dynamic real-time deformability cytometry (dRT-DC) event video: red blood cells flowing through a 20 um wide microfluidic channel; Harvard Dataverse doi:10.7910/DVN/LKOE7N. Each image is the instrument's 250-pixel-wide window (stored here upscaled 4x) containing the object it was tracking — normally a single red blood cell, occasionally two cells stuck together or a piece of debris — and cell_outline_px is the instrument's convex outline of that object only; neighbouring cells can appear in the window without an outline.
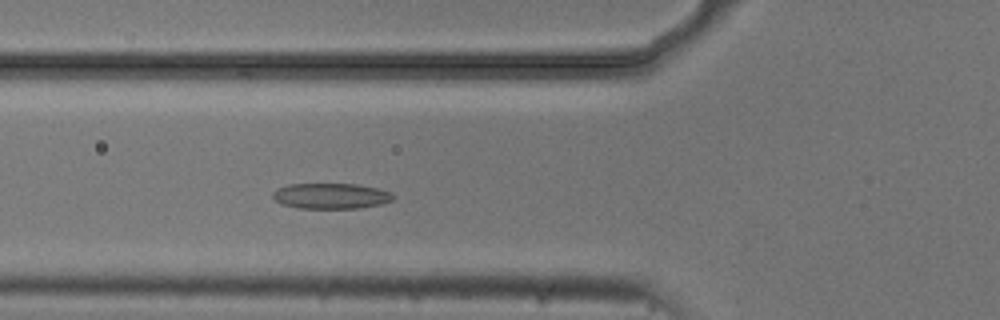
{"species": "common noctule bat (a hibernating species)", "species_latin": "Nyctalus noctula", "temperature_condition": "cold", "stored_images_in_passage": 50, "camera_frame_rate_fps": 3000, "um_per_image_px": 0.085, "animal": {"sex": "male", "body_mass_g": 20.5, "forearm_length_mm": 52.5}, "frame": {"image": 1, "passage_image": 16, "time_ms": 5.0, "image_size_px": [1000, 320], "cell_outline_px": [[396, 196], [392, 200], [380, 204], [356, 208], [300, 208], [280, 204], [272, 196], [272, 192], [276, 188], [288, 184], [356, 184], [380, 188], [392, 192]], "centroid_in_image_um": [28.13, 16.64], "position_along_channel_um": 97.7, "area_um2": 18.09}}
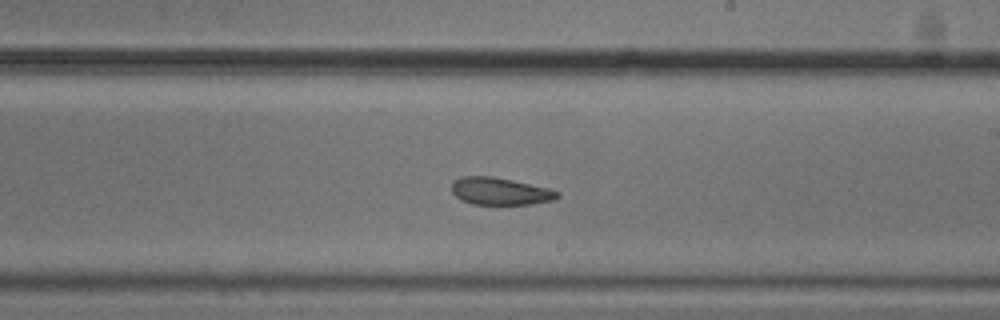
{"frame": {"image": 2, "passage_image": 28, "time_ms": 9.0, "image_size_px": [1000, 320], "cell_outline_px": [[560, 196], [556, 200], [532, 204], [472, 204], [460, 200], [452, 192], [452, 184], [456, 180], [464, 176], [492, 176], [512, 180], [548, 188], [560, 192]], "centroid_in_image_um": [42.54, 16.26], "position_along_channel_um": 246.5, "area_um2": 16.82}}
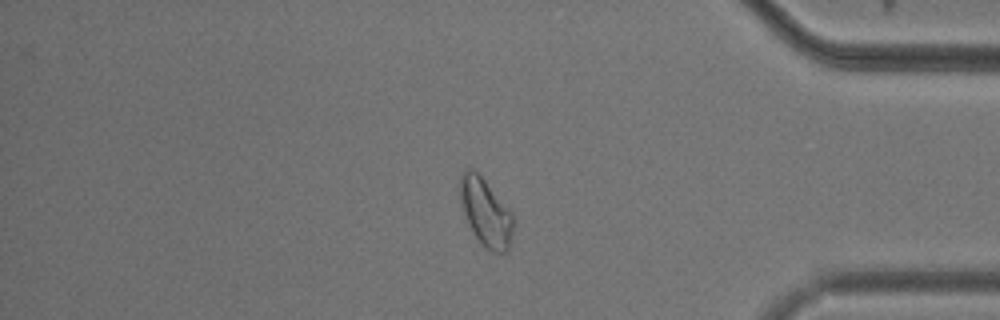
{"frame": {"image": 3, "passage_image": 42, "time_ms": 13.667, "image_size_px": [1000, 320], "cell_outline_px": [[512, 232], [508, 252], [492, 252], [484, 248], [472, 232], [468, 224], [460, 200], [460, 176], [464, 168], [472, 168], [484, 180], [512, 212]], "centroid_in_image_um": [41.26, 18.07], "position_along_channel_um": 393.9, "area_um2": 20.81}, "authors_computed_cell_mechanics": {"area_um2": 18.9006, "velocity_mm_per_s": 3.7116, "shape_relaxation_time_tau1_ms": 10.5458, "shape_relaxation_time_tau2_ms": 3.2265, "deformation_change_tau1": 0.1669, "deformation_change_tau2": 0.0897}}